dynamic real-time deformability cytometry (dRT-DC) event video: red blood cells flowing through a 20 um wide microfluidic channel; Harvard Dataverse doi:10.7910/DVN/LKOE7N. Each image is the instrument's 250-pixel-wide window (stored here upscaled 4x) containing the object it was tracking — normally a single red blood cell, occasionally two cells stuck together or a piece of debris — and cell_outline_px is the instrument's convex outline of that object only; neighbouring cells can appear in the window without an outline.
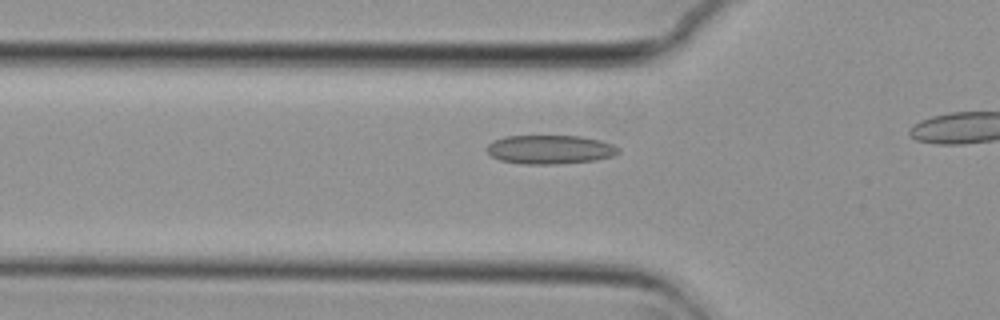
{"species": "common noctule bat (a hibernating species)", "species_latin": "Nyctalus noctula", "temperature_condition": "cold", "stored_images_in_passage": 23, "camera_frame_rate_fps": 3000, "um_per_image_px": 0.085, "animal": {"sex": "female", "body_mass_g": 29.2, "forearm_length_mm": 56.3}, "frame": {"image": 1, "passage_image": 14, "time_ms": 4.333, "image_size_px": [1000, 320], "cell_outline_px": [[620, 152], [612, 156], [596, 160], [556, 164], [524, 164], [500, 160], [492, 156], [488, 152], [488, 144], [492, 140], [504, 136], [580, 136], [600, 140], [612, 144], [620, 148]], "centroid_in_image_um": [46.76, 12.7], "position_along_channel_um": 79.0, "area_um2": 22.14}}
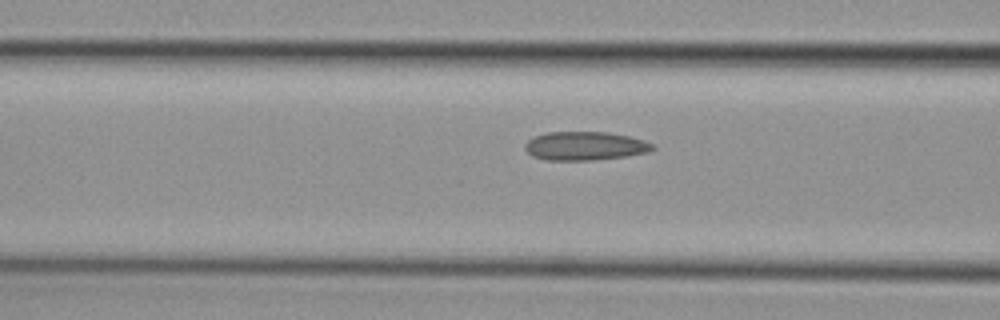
{"frame": {"image": 2, "passage_image": 17, "time_ms": 5.333, "image_size_px": [1000, 320], "cell_outline_px": [[656, 148], [648, 152], [624, 156], [592, 160], [544, 160], [532, 156], [524, 148], [524, 144], [528, 140], [536, 136], [548, 132], [608, 132], [628, 136], [644, 140], [652, 144]], "centroid_in_image_um": [49.7, 12.4], "position_along_channel_um": 116.9, "area_um2": 21.21}}